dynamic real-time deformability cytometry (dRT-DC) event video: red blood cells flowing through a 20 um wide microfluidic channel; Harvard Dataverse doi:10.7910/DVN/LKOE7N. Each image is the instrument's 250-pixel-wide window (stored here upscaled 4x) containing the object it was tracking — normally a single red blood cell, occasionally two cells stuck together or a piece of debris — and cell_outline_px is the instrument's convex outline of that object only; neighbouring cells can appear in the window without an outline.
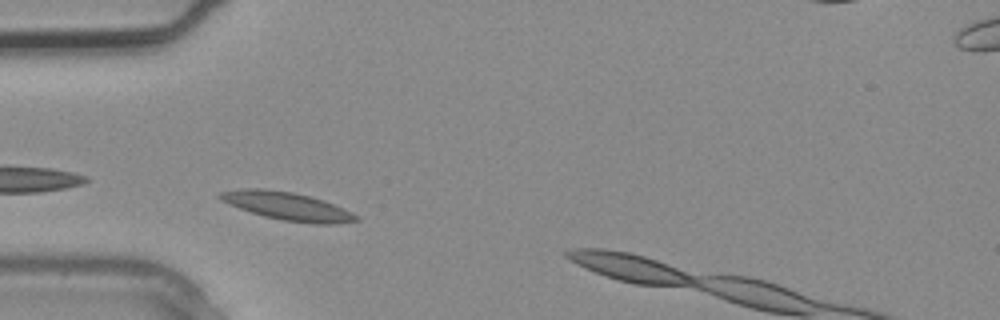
{"species": "common noctule bat (a hibernating species)", "species_latin": "Nyctalus noctula", "temperature_condition": "warm", "stored_images_in_passage": 7, "camera_frame_rate_fps": 3000, "um_per_image_px": 0.085, "animal": {"sex": "male", "body_mass_g": 20.4}, "frame": {"image": 1, "passage_image": 2, "time_ms": 0.333, "image_size_px": [1000, 320], "cell_outline_px": [[360, 220], [332, 224], [316, 224], [280, 220], [264, 216], [240, 208], [220, 200], [216, 196], [220, 192], [244, 188], [264, 188], [292, 192], [324, 200], [352, 212]], "centroid_in_image_um": [24.4, 17.52], "position_along_channel_um": 60.6, "area_um2": 22.08}}